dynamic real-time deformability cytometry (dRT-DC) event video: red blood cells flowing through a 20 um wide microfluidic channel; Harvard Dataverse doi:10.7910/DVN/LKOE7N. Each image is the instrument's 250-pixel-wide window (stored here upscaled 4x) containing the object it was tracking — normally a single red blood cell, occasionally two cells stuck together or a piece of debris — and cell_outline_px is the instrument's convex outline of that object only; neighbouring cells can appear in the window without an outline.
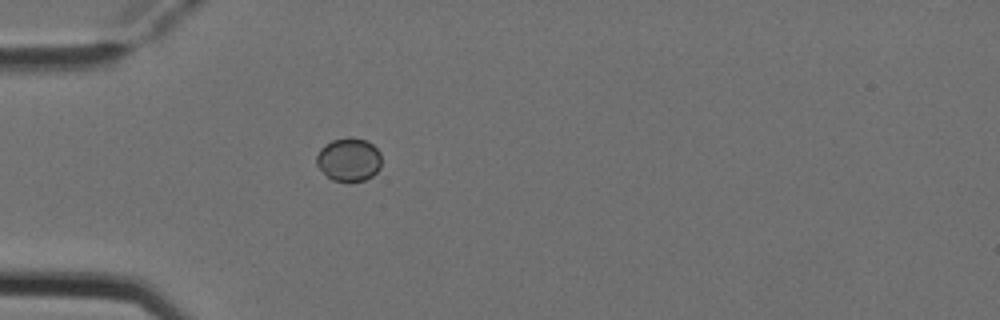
{"species": "Egyptian fruit bat (a non-hibernating species)", "species_latin": "Rousettus aegyptiacus", "temperature_condition": "cold", "stored_images_in_passage": 4, "camera_frame_rate_fps": 3000, "um_per_image_px": 0.085, "animal": {"sex": "female"}, "frame": {"image": 1, "passage_image": 4, "time_ms": 1.0, "image_size_px": [1000, 320], "cell_outline_px": [[380, 168], [372, 176], [364, 180], [332, 180], [316, 164], [316, 156], [320, 148], [324, 144], [332, 140], [348, 136], [368, 140], [380, 152]], "centroid_in_image_um": [29.65, 13.52], "position_along_channel_um": 55.4, "area_um2": 16.36}}